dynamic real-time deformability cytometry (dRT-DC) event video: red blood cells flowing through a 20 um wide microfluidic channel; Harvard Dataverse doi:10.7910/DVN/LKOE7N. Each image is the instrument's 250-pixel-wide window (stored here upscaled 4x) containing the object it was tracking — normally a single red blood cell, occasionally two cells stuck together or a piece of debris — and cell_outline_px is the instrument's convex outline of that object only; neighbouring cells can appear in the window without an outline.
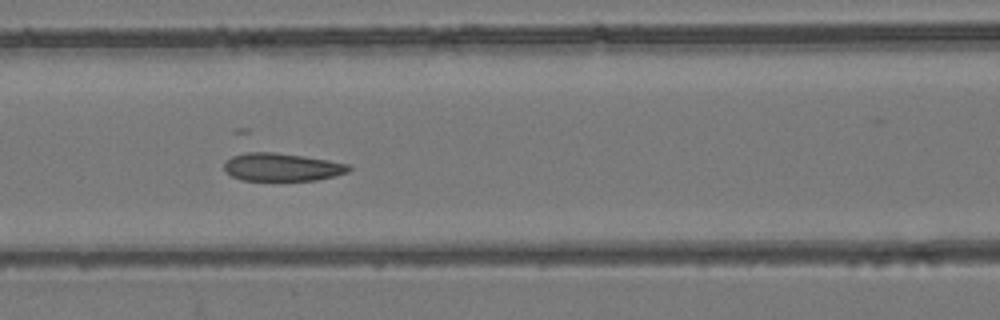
{"species": "common noctule bat (a hibernating species)", "species_latin": "Nyctalus noctula", "temperature_condition": "room temperature", "stored_images_in_passage": 9, "camera_frame_rate_fps": 3000, "um_per_image_px": 0.085, "animal": {"sex": "female", "body_mass_g": 24.6, "forearm_length_mm": 56.2}, "frame": {"image": 1, "passage_image": 7, "time_ms": 6.667, "image_size_px": [1000, 320], "cell_outline_px": [[352, 168], [348, 172], [336, 176], [316, 180], [240, 180], [232, 176], [224, 168], [224, 164], [232, 156], [244, 152], [272, 152], [304, 156], [328, 160], [348, 164]], "centroid_in_image_um": [23.98, 14.2], "position_along_channel_um": 142.6, "area_um2": 20.23}}
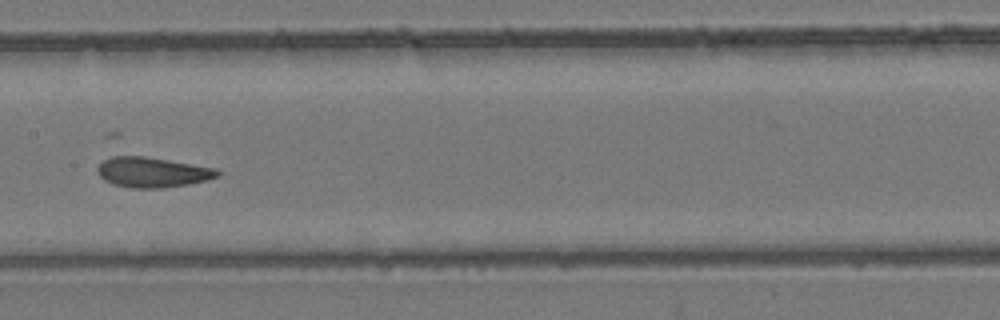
{"frame": {"image": 2, "passage_image": 8, "time_ms": 8.0, "image_size_px": [1000, 320], "cell_outline_px": [[220, 176], [208, 180], [188, 184], [160, 188], [132, 188], [112, 184], [104, 180], [96, 172], [96, 168], [104, 160], [112, 156], [144, 156], [216, 168], [220, 172]], "centroid_in_image_um": [12.94, 14.64], "position_along_channel_um": 194.5, "area_um2": 21.1}}
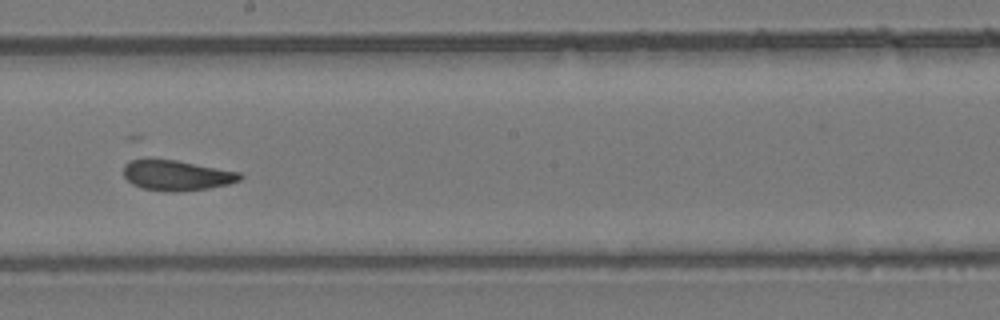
{"frame": {"image": 3, "passage_image": 9, "time_ms": 9.0, "image_size_px": [1000, 320], "cell_outline_px": [[244, 176], [240, 180], [228, 184], [208, 188], [176, 192], [168, 192], [144, 188], [132, 184], [124, 176], [124, 164], [132, 160], [148, 156], [176, 160], [240, 172]], "centroid_in_image_um": [14.98, 14.87], "position_along_channel_um": 233.2, "area_um2": 20.92}}